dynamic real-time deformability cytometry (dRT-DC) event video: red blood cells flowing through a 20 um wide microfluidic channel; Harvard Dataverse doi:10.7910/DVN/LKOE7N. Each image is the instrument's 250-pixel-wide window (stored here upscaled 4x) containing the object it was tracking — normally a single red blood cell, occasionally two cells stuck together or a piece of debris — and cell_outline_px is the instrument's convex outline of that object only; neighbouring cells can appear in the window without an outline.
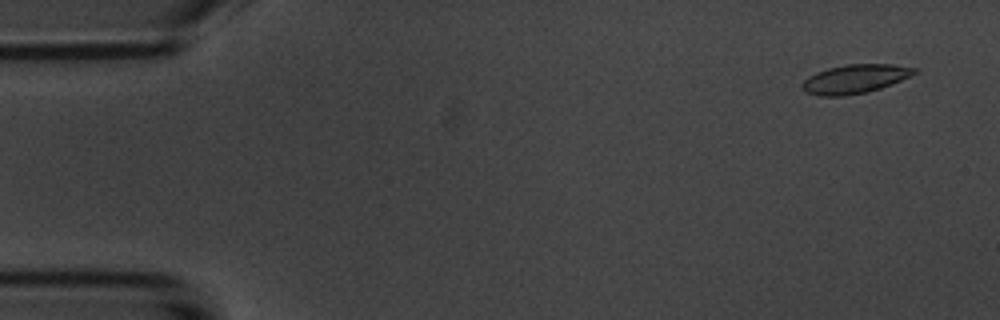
{"species": "common noctule bat (a hibernating species)", "species_latin": "Nyctalus noctula", "temperature_condition": "room temperature", "stored_images_in_passage": 5, "camera_frame_rate_fps": 3000, "um_per_image_px": 0.085, "animal": {"sex": "male", "body_mass_g": 20.1, "forearm_length_mm": 53.5}, "frame": {"image": 1, "passage_image": 1, "time_ms": 0.0, "image_size_px": [1000, 320], "cell_outline_px": [[920, 72], [892, 84], [868, 92], [844, 96], [820, 96], [804, 92], [800, 88], [800, 84], [808, 76], [816, 72], [828, 68], [844, 64], [892, 64], [920, 68]], "centroid_in_image_um": [72.68, 6.7], "position_along_channel_um": 12.3, "area_um2": 19.31}}